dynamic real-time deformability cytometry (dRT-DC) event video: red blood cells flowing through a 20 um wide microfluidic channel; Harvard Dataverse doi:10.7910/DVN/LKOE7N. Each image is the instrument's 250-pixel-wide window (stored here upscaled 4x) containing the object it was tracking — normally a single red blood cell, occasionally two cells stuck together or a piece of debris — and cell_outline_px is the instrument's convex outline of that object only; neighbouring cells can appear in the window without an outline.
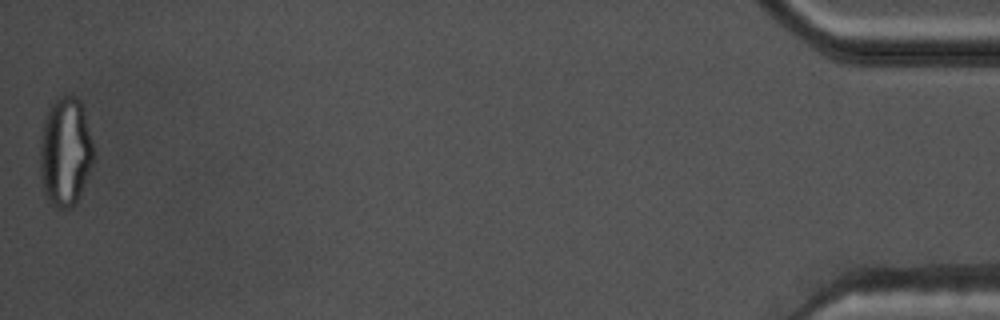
{"species": "common noctule bat (a hibernating species)", "species_latin": "Nyctalus noctula", "temperature_condition": "warm", "stored_images_in_passage": 54, "camera_frame_rate_fps": 3000, "um_per_image_px": 0.085, "animal": {"sex": "male", "body_mass_g": 17.5, "forearm_length_mm": 52.3}, "frame": {"image": 1, "passage_image": 54, "time_ms": 17.667, "image_size_px": [1000, 320], "cell_outline_px": [[96, 160], [76, 204], [72, 208], [60, 208], [48, 204], [44, 192], [40, 176], [40, 140], [44, 120], [52, 104], [56, 100], [64, 96], [72, 96], [80, 100], [92, 140], [96, 156]], "centroid_in_image_um": [5.57, 12.99], "position_along_channel_um": 429.6, "area_um2": 34.45}, "authors_computed_cell_mechanics": {"area_um2": 27.0504, "velocity_mm_per_s": 3.8087, "shape_relaxation_time_tau1_ms": null, "shape_relaxation_time_tau2_ms": 1.3751, "deformation_change_tau1": null, "deformation_change_tau2": 0.0887}}